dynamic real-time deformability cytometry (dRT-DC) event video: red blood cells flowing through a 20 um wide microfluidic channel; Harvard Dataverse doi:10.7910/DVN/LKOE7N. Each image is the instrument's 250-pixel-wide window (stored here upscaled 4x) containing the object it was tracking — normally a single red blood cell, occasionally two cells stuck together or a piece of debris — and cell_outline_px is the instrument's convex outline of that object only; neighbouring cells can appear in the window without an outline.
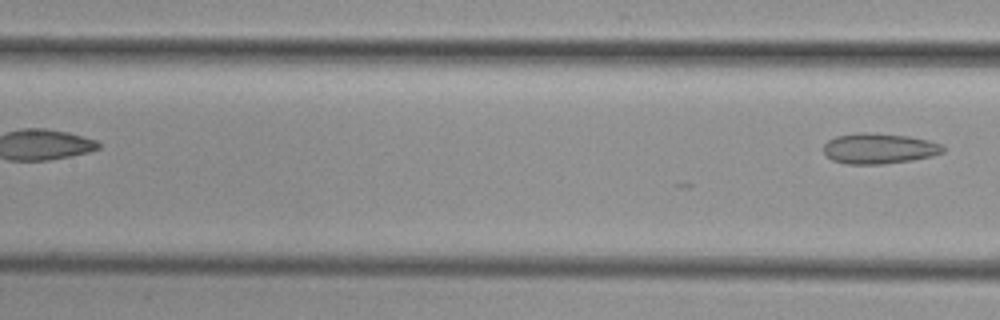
{"species": "common noctule bat (a hibernating species)", "species_latin": "Nyctalus noctula", "temperature_condition": "cold", "stored_images_in_passage": 6, "segment_of_instrument_passage": [2, 2], "camera_frame_rate_fps": 3000, "um_per_image_px": 0.085, "animal": {"sex": "female", "body_mass_g": 29.2, "forearm_length_mm": 56.3}, "frame": {"image": 1, "passage_image": 6, "time_ms": 6.0, "image_size_px": [1000, 320], "cell_outline_px": [[944, 152], [932, 156], [912, 160], [880, 164], [848, 164], [832, 160], [824, 152], [824, 144], [828, 140], [836, 136], [864, 132], [868, 132], [908, 136], [928, 140], [940, 144], [944, 148]], "centroid_in_image_um": [74.72, 12.62], "position_along_channel_um": 132.7, "area_um2": 21.1}}